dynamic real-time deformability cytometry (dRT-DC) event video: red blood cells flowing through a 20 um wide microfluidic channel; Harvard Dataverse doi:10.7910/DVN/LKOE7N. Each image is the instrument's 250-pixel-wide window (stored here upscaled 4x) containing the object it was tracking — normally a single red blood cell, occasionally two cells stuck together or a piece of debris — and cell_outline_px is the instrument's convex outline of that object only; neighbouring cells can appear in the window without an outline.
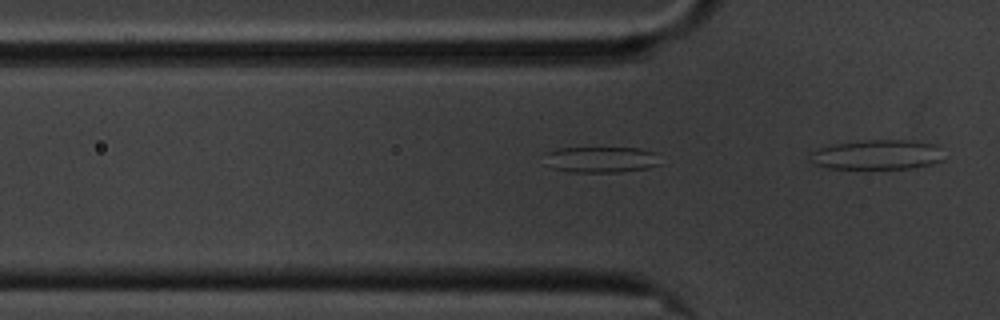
{"species": "common noctule bat (a hibernating species)", "species_latin": "Nyctalus noctula", "temperature_condition": "cold", "stored_images_in_passage": 7, "segment_of_instrument_passage": [1, 2], "camera_frame_rate_fps": 3000, "um_per_image_px": 0.085, "animal": {"sex": "male", "body_mass_g": 20.1, "forearm_length_mm": 53.5}, "frame": {"image": 1, "passage_image": 4, "time_ms": 1.0, "image_size_px": [1000, 320], "cell_outline_px": [[660, 164], [648, 168], [620, 172], [568, 172], [552, 168], [544, 152], [560, 148], [640, 148], [656, 152]], "centroid_in_image_um": [51.13, 13.56], "position_along_channel_um": 74.7, "area_um2": 17.51}}